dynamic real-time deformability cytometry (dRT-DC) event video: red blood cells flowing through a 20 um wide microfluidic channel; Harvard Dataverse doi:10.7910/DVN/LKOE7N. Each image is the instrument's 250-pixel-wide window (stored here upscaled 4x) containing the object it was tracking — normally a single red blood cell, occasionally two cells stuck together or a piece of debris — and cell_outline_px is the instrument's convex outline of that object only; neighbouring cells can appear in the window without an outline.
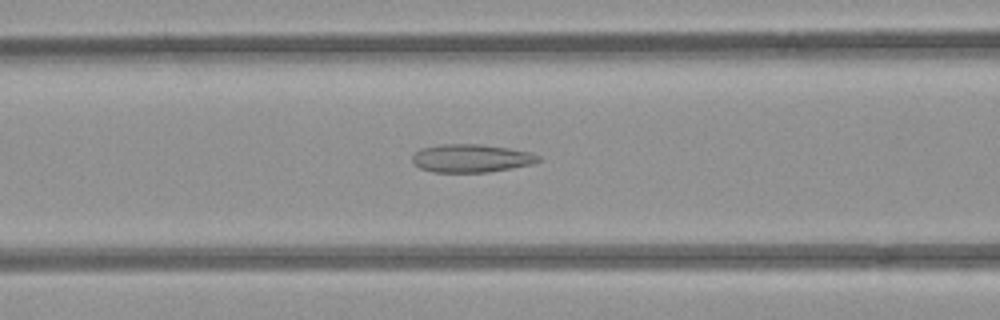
{"species": "common noctule bat (a hibernating species)", "species_latin": "Nyctalus noctula", "temperature_condition": "room temperature", "stored_images_in_passage": 51, "camera_frame_rate_fps": 3000, "um_per_image_px": 0.085, "animal": {"sex": "female", "body_mass_g": 21.9}, "frame": {"image": 1, "passage_image": 20, "time_ms": 6.333, "image_size_px": [1000, 320], "cell_outline_px": [[544, 160], [536, 164], [488, 172], [432, 172], [420, 168], [412, 160], [412, 156], [420, 148], [440, 144], [480, 144], [508, 148], [528, 152], [540, 156]], "centroid_in_image_um": [40.1, 13.45], "position_along_channel_um": 126.5, "area_um2": 20.81}}
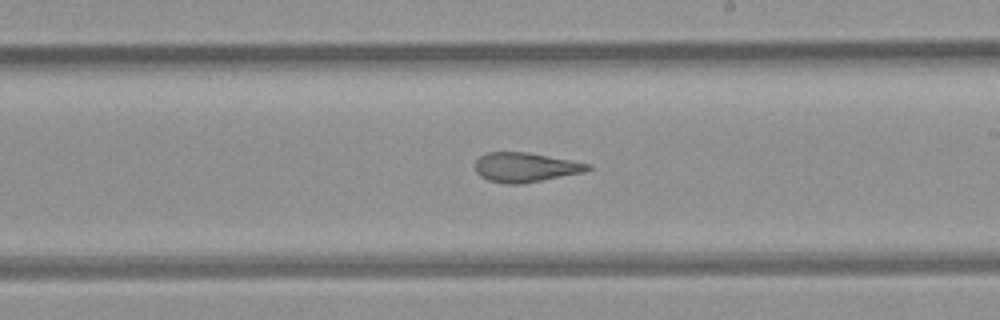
{"frame": {"image": 2, "passage_image": 29, "time_ms": 9.333, "image_size_px": [1000, 320], "cell_outline_px": [[592, 168], [584, 172], [524, 184], [504, 184], [488, 180], [480, 176], [476, 172], [476, 160], [484, 152], [528, 152], [592, 164]], "centroid_in_image_um": [44.66, 14.22], "position_along_channel_um": 244.3, "area_um2": 19.54}}
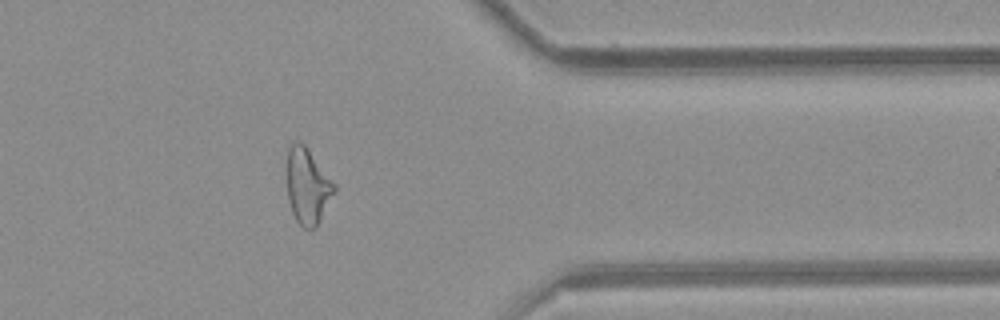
{"frame": {"image": 3, "passage_image": 41, "time_ms": 13.333, "image_size_px": [1000, 320], "cell_outline_px": [[336, 192], [316, 228], [304, 228], [296, 220], [292, 212], [288, 200], [288, 148], [296, 140], [300, 140], [308, 148], [336, 184]], "centroid_in_image_um": [26.18, 15.82], "position_along_channel_um": 385.2, "area_um2": 20.98}}